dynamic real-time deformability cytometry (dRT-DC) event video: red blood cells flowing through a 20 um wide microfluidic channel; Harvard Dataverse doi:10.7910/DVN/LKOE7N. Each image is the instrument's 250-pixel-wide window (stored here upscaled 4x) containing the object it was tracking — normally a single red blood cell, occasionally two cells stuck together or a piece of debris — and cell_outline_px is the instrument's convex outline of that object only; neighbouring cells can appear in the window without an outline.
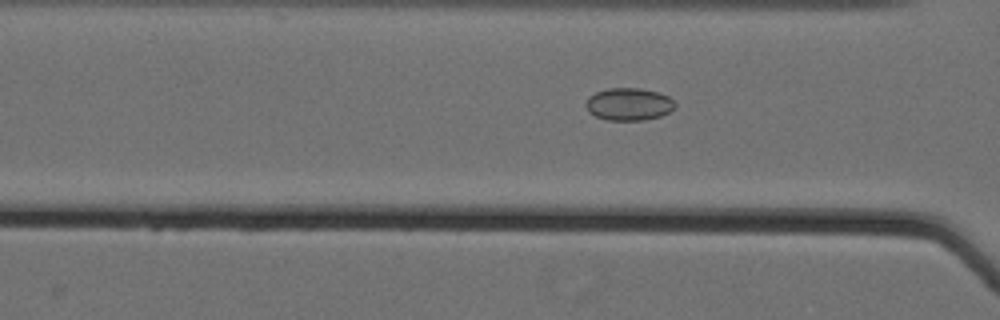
{"species": "Egyptian fruit bat (a non-hibernating species)", "species_latin": "Rousettus aegyptiacus", "temperature_condition": "cold", "stored_images_in_passage": 52, "camera_frame_rate_fps": 3000, "um_per_image_px": 0.085, "animal": {"sex": "female"}, "frame": {"image": 1, "passage_image": 25, "time_ms": 8.0, "image_size_px": [1000, 320], "cell_outline_px": [[676, 104], [668, 112], [660, 116], [644, 120], [608, 120], [596, 116], [588, 112], [584, 104], [588, 96], [596, 92], [608, 88], [640, 88], [660, 92], [668, 96]], "centroid_in_image_um": [53.41, 8.84], "position_along_channel_um": 113.2, "area_um2": 16.94}}
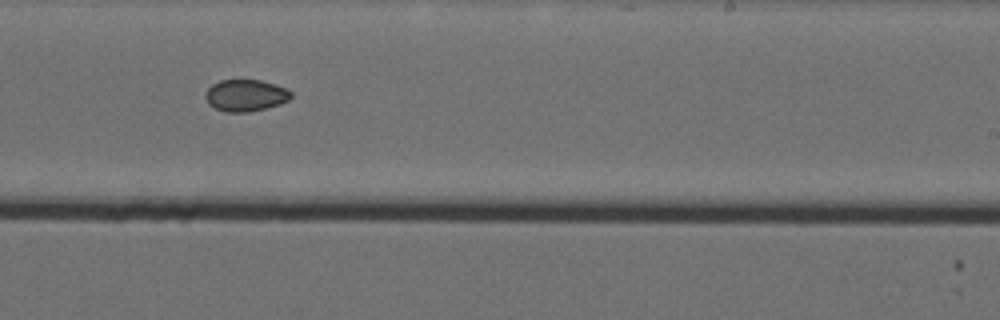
{"frame": {"image": 2, "passage_image": 38, "time_ms": 12.333, "image_size_px": [1000, 320], "cell_outline_px": [[292, 96], [288, 100], [280, 104], [248, 112], [224, 112], [208, 104], [204, 96], [204, 92], [212, 84], [220, 80], [260, 80], [284, 88], [292, 92]], "centroid_in_image_um": [20.83, 8.11], "position_along_channel_um": 268.2, "area_um2": 15.78}}
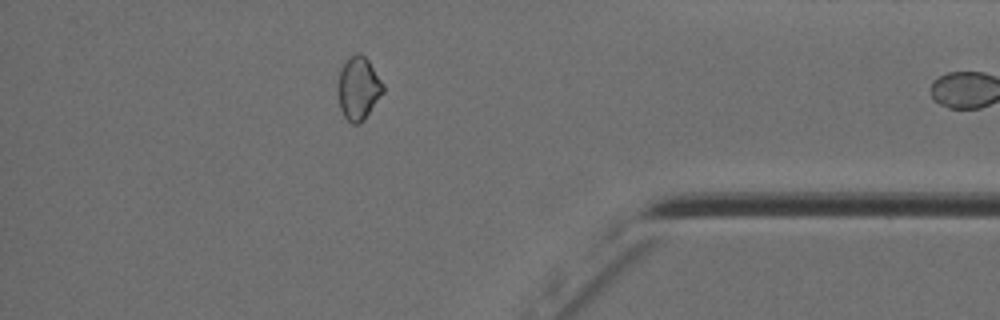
{"frame": {"image": 3, "passage_image": 51, "time_ms": 16.667, "image_size_px": [1000, 320], "cell_outline_px": [[384, 92], [364, 120], [360, 124], [352, 124], [344, 116], [340, 108], [336, 92], [336, 88], [340, 68], [356, 52], [360, 52], [368, 60], [384, 84]], "centroid_in_image_um": [30.45, 7.52], "position_along_channel_um": 404.8, "area_um2": 16.82}}